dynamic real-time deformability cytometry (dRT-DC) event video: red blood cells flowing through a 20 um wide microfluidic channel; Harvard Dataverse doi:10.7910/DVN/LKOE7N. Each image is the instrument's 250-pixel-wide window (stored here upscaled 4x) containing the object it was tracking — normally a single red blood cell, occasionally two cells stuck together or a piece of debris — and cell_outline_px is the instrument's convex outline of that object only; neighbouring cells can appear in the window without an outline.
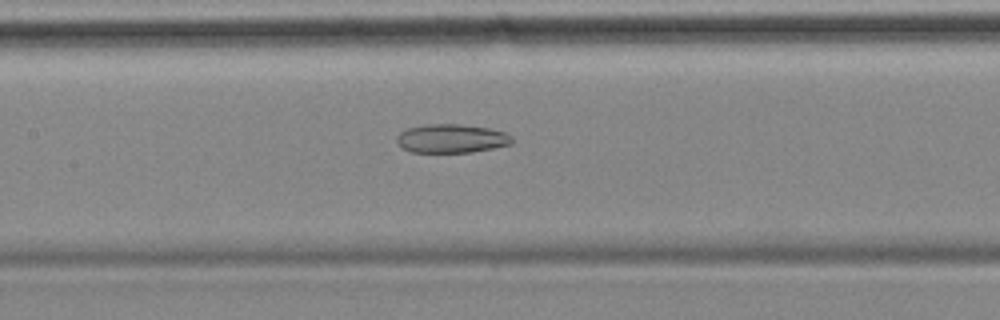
{"species": "common noctule bat (a hibernating species)", "species_latin": "Nyctalus noctula", "temperature_condition": "cold", "stored_images_in_passage": 57, "camera_frame_rate_fps": 3000, "um_per_image_px": 0.085, "animal": {"sex": "female", "body_mass_g": 18.4}, "frame": {"image": 1, "passage_image": 26, "time_ms": 8.333, "image_size_px": [1000, 320], "cell_outline_px": [[512, 144], [472, 152], [412, 152], [404, 148], [396, 140], [396, 136], [400, 132], [408, 128], [424, 124], [460, 124], [488, 128], [504, 132], [512, 136]], "centroid_in_image_um": [38.37, 11.77], "position_along_channel_um": 169.0, "area_um2": 19.19}}
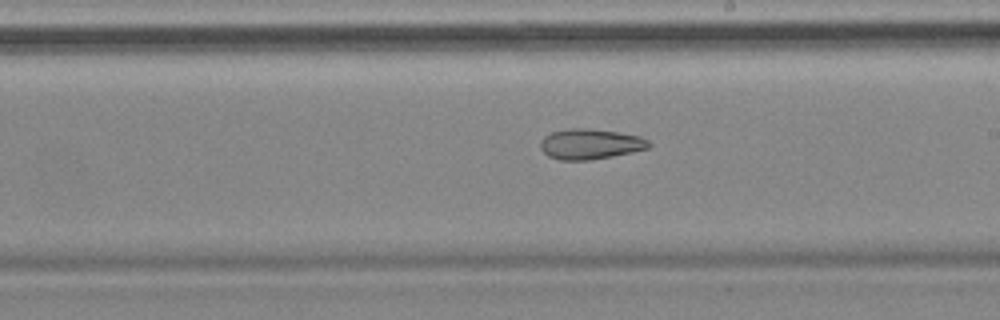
{"frame": {"image": 2, "passage_image": 32, "time_ms": 10.333, "image_size_px": [1000, 320], "cell_outline_px": [[652, 144], [648, 148], [632, 152], [612, 156], [588, 160], [560, 160], [548, 156], [540, 148], [540, 140], [544, 136], [552, 132], [568, 128], [588, 128], [616, 132], [640, 136], [648, 140]], "centroid_in_image_um": [50.15, 12.24], "position_along_channel_um": 238.8, "area_um2": 19.19}}
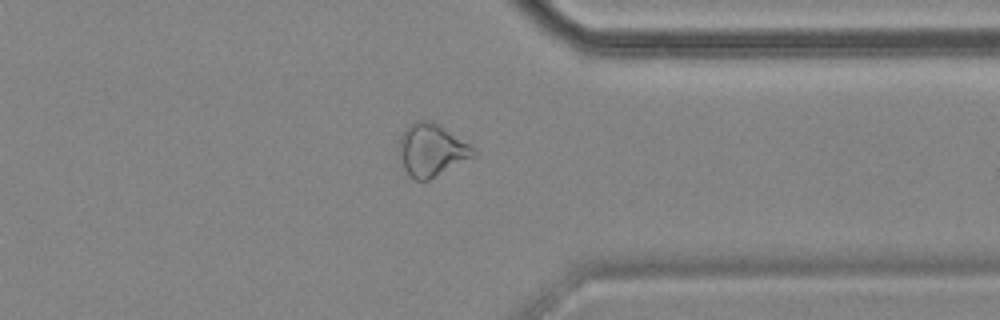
{"frame": {"image": 3, "passage_image": 44, "time_ms": 14.333, "image_size_px": [1000, 320], "cell_outline_px": [[476, 156], [428, 180], [416, 180], [408, 176], [404, 168], [400, 156], [400, 136], [408, 124], [416, 120], [432, 120], [440, 124], [468, 144], [476, 152]], "centroid_in_image_um": [36.67, 12.74], "position_along_channel_um": 374.7, "area_um2": 22.66}, "authors_computed_cell_mechanics": {"area_um2": 24.7962, "velocity_mm_per_s": 3.5065, "shape_relaxation_time_tau1_ms": null, "shape_relaxation_time_tau2_ms": 8.1187, "deformation_change_tau1": null, "deformation_change_tau2": 0.1777}}